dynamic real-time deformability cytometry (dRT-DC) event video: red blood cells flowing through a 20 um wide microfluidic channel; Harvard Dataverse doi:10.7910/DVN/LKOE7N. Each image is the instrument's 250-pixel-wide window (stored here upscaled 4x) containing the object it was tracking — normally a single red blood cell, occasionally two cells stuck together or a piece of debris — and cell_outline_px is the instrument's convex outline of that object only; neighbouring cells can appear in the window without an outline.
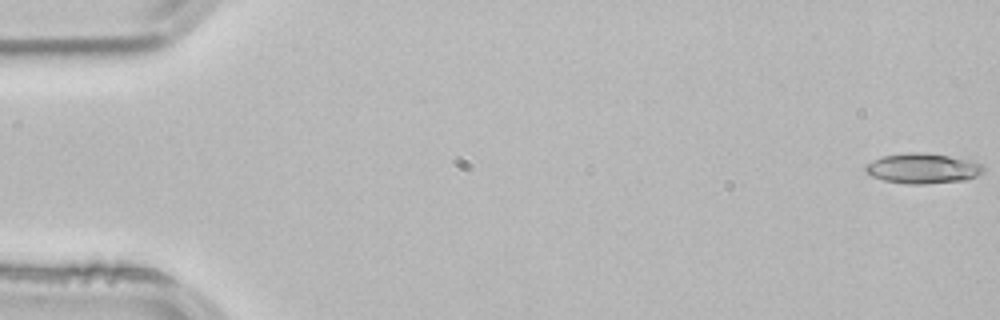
{"species": "common noctule bat (a hibernating species)", "species_latin": "Nyctalus noctula", "temperature_condition": "room temperature", "stored_images_in_passage": 53, "camera_frame_rate_fps": 3000, "um_per_image_px": 0.085, "animal": {"sex": "male", "body_mass_g": 21.5, "forearm_length_mm": 52.0}, "frame": {"image": 1, "passage_image": 1, "time_ms": 0.0, "image_size_px": [1000, 320], "cell_outline_px": [[984, 172], [976, 176], [964, 180], [924, 184], [908, 184], [884, 180], [872, 176], [864, 172], [864, 168], [868, 164], [884, 156], [908, 152], [920, 152], [976, 160], [984, 168]], "centroid_in_image_um": [78.47, 14.31], "position_along_channel_um": 6.5, "area_um2": 20.63}}
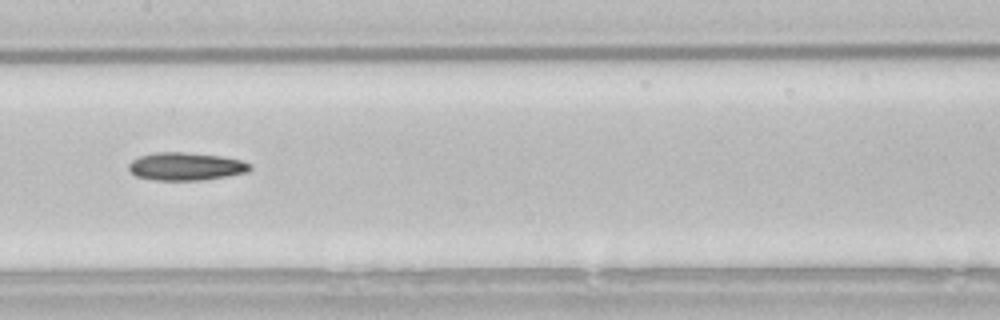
{"frame": {"image": 2, "passage_image": 27, "time_ms": 8.667, "image_size_px": [1000, 320], "cell_outline_px": [[252, 168], [248, 172], [228, 176], [204, 180], [156, 180], [136, 176], [128, 168], [128, 164], [132, 160], [140, 156], [152, 152], [184, 152], [220, 156], [240, 160], [248, 164]], "centroid_in_image_um": [15.78, 14.14], "position_along_channel_um": 191.6, "area_um2": 19.65}}
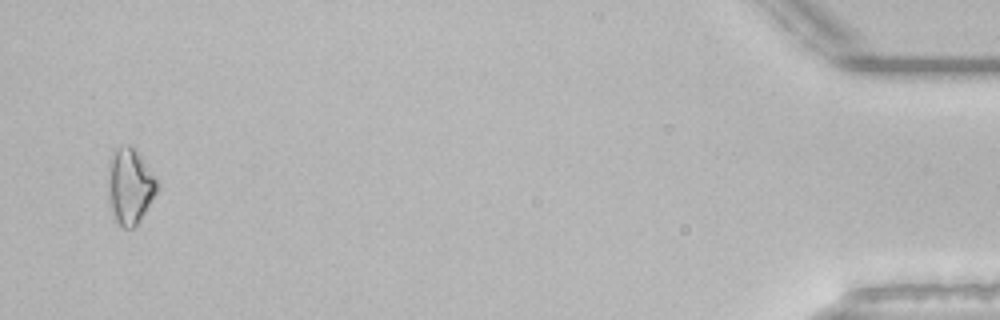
{"frame": {"image": 3, "passage_image": 52, "time_ms": 17.0, "image_size_px": [1000, 320], "cell_outline_px": [[160, 188], [140, 220], [132, 228], [120, 228], [116, 224], [112, 212], [108, 192], [108, 164], [116, 148], [128, 144], [136, 148], [160, 180]], "centroid_in_image_um": [11.08, 15.8], "position_along_channel_um": 424.1, "area_um2": 22.31}, "authors_computed_cell_mechanics": {"area_um2": 19.4208, "velocity_mm_per_s": 3.8358, "shape_relaxation_time_tau1_ms": 6.7375, "shape_relaxation_time_tau2_ms": 8.3502, "deformation_change_tau1": 0.1388, "deformation_change_tau2": 0.1936}}